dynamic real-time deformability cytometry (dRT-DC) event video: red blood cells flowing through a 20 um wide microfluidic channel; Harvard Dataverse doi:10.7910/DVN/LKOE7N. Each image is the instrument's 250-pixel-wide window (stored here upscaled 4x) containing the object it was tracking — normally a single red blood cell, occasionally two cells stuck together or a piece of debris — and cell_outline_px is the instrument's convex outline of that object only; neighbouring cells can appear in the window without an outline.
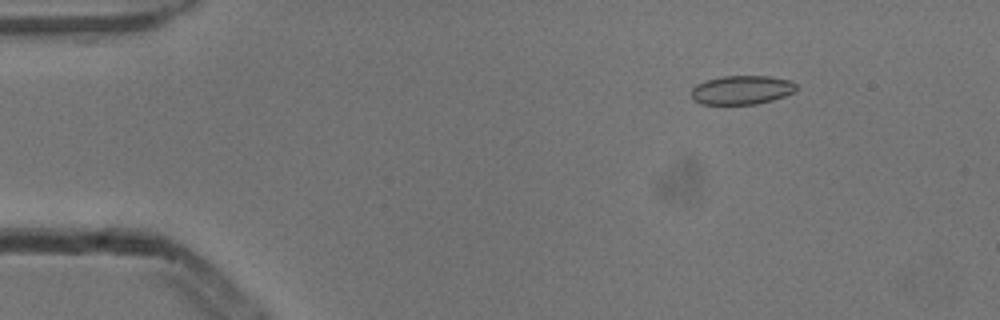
{"species": "common noctule bat (a hibernating species)", "species_latin": "Nyctalus noctula", "temperature_condition": "cold", "stored_images_in_passage": 4, "camera_frame_rate_fps": 3000, "um_per_image_px": 0.085, "animal": {"sex": "male", "body_mass_g": 13.3}, "frame": {"image": 1, "passage_image": 2, "time_ms": 0.333, "image_size_px": [1000, 320], "cell_outline_px": [[796, 92], [772, 100], [756, 104], [700, 104], [692, 100], [692, 88], [696, 84], [708, 80], [724, 76], [768, 76], [792, 80], [796, 84]], "centroid_in_image_um": [63.06, 7.65], "position_along_channel_um": 21.9, "area_um2": 17.74}}